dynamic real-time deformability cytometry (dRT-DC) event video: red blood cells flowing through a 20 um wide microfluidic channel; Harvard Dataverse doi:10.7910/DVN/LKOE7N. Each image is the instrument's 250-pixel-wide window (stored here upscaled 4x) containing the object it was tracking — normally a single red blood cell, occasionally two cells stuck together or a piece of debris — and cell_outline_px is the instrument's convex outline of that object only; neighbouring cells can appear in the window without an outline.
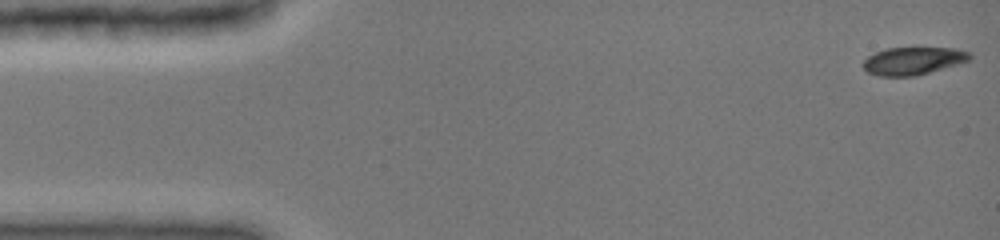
{"species": "common noctule bat (a hibernating species)", "species_latin": "Nyctalus noctula", "temperature_condition": "cold", "stored_images_in_passage": 48, "camera_frame_rate_fps": 3000, "um_per_image_px": 0.085, "animal": {"sex": "female", "body_mass_g": 19.0, "forearm_length_mm": 51.5}, "frame": {"image": 1, "passage_image": 1, "time_ms": 0.0, "image_size_px": [1000, 240], "cell_outline_px": [[972, 56], [968, 60], [956, 64], [916, 76], [880, 76], [868, 72], [864, 68], [864, 60], [868, 56], [876, 52], [888, 48], [956, 48], [968, 52]], "centroid_in_image_um": [77.6, 5.17], "position_along_channel_um": 7.4, "area_um2": 16.88}}
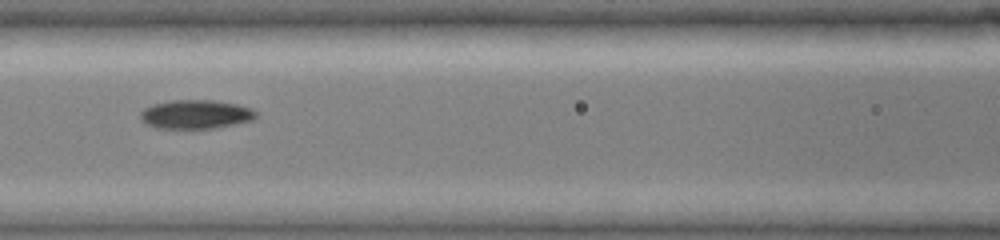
{"frame": {"image": 2, "passage_image": 21, "time_ms": 6.667, "image_size_px": [1000, 240], "cell_outline_px": [[256, 116], [252, 120], [216, 128], [156, 128], [144, 124], [140, 120], [140, 112], [144, 108], [152, 104], [172, 100], [212, 100], [236, 104], [252, 108], [256, 112]], "centroid_in_image_um": [16.59, 9.72], "position_along_channel_um": 150.0, "area_um2": 19.54}}
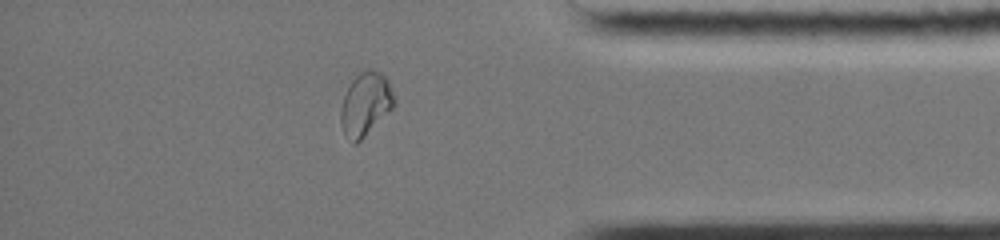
{"frame": {"image": 3, "passage_image": 41, "time_ms": 13.333, "image_size_px": [1000, 240], "cell_outline_px": [[396, 104], [356, 144], [352, 144], [344, 132], [340, 124], [340, 108], [344, 96], [352, 80], [360, 72], [368, 68], [380, 72], [388, 80], [396, 100]], "centroid_in_image_um": [31.06, 8.83], "position_along_channel_um": 404.1, "area_um2": 19.54}, "authors_computed_cell_mechanics": {"area_um2": 19.3919, "velocity_mm_per_s": 3.9719, "shape_relaxation_time_tau1_ms": null, "shape_relaxation_time_tau2_ms": 2.1682, "deformation_change_tau1": null, "deformation_change_tau2": 0.0413}}